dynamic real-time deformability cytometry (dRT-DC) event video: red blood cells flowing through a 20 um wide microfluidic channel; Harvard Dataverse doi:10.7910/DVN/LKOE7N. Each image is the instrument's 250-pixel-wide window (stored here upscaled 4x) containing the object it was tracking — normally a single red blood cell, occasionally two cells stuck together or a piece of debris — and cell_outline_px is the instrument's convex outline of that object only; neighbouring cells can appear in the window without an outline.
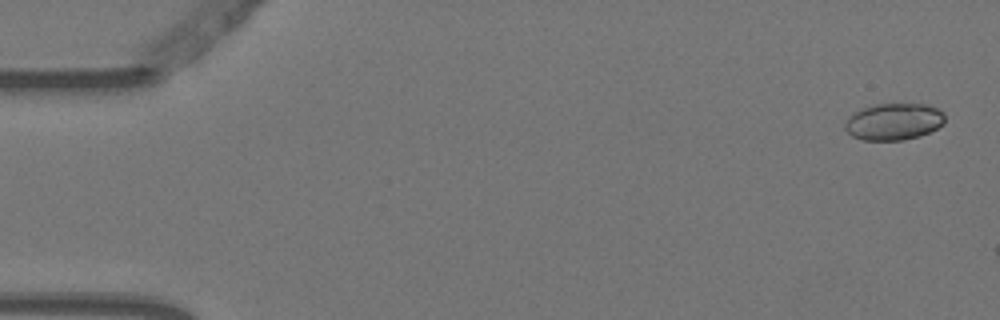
{"species": "Egyptian fruit bat (a non-hibernating species)", "species_latin": "Rousettus aegyptiacus", "temperature_condition": "warm", "stored_images_in_passage": 2, "camera_frame_rate_fps": 3000, "um_per_image_px": 0.085, "animal": {"sex": "female"}, "frame": {"image": 1, "passage_image": 1, "time_ms": 0.0, "image_size_px": [1000, 320], "cell_outline_px": [[944, 124], [920, 136], [904, 140], [864, 140], [852, 136], [844, 128], [844, 124], [848, 116], [860, 108], [872, 104], [928, 104], [944, 112]], "centroid_in_image_um": [75.95, 10.33], "position_along_channel_um": 9.1, "area_um2": 21.62}}